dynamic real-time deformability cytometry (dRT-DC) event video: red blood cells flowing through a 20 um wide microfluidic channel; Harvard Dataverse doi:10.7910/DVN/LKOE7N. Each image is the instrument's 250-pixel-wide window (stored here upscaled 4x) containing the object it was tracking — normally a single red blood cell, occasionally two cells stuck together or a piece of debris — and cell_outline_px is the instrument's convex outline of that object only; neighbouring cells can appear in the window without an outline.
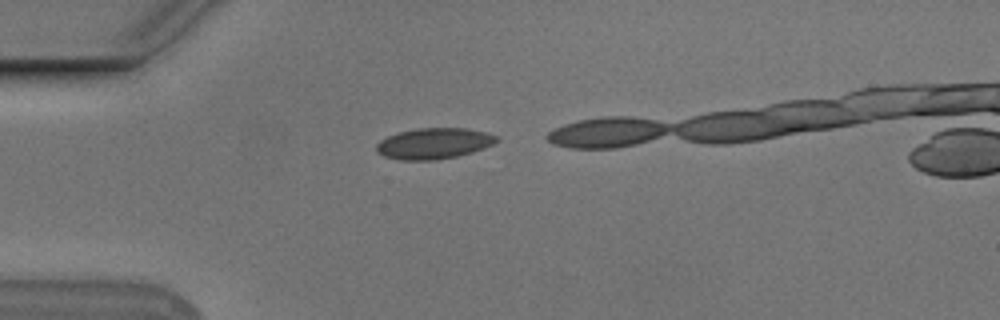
{"species": "Egyptian fruit bat (a non-hibernating species)", "species_latin": "Rousettus aegyptiacus", "temperature_condition": "cold", "stored_images_in_passage": 12, "camera_frame_rate_fps": 3000, "um_per_image_px": 0.085, "animal": {"sex": "male"}, "frame": {"image": 1, "passage_image": 3, "time_ms": 0.667, "image_size_px": [1000, 320], "cell_outline_px": [[500, 140], [484, 148], [472, 152], [456, 156], [436, 160], [400, 160], [384, 156], [376, 152], [376, 144], [380, 140], [388, 136], [400, 132], [420, 128], [464, 128], [484, 132], [496, 136]], "centroid_in_image_um": [36.86, 12.2], "position_along_channel_um": 48.1, "area_um2": 21.5}}
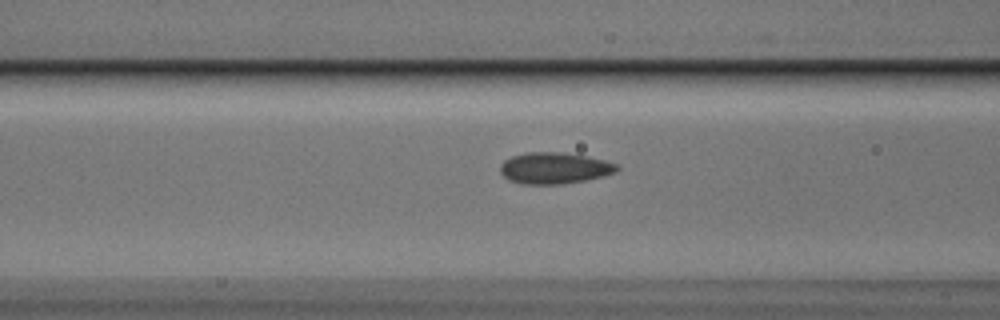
{"frame": {"image": 2, "passage_image": 10, "time_ms": 3.0, "image_size_px": [1000, 320], "cell_outline_px": [[620, 168], [616, 172], [604, 176], [564, 184], [520, 184], [508, 180], [500, 172], [500, 164], [504, 160], [512, 156], [528, 152], [560, 152], [588, 156], [604, 160], [616, 164]], "centroid_in_image_um": [47.11, 14.29], "position_along_channel_um": 119.5, "area_um2": 21.44}}